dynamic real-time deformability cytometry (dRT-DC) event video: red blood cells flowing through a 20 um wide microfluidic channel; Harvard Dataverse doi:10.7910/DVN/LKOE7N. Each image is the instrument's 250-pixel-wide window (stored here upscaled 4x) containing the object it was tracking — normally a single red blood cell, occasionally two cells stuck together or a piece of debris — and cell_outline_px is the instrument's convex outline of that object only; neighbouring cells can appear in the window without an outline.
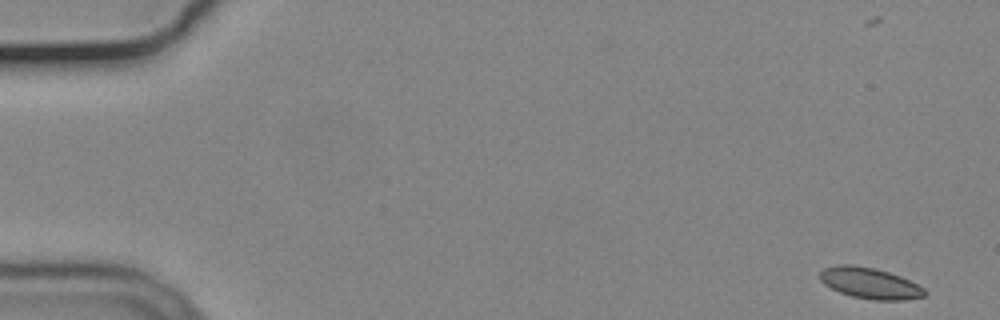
{"species": "common noctule bat (a hibernating species)", "species_latin": "Nyctalus noctula", "temperature_condition": "cold", "stored_images_in_passage": 56, "segment_of_instrument_passage": [1, 2], "camera_frame_rate_fps": 3000, "um_per_image_px": 0.085, "animal": {"sex": "male", "body_mass_g": 19.2, "forearm_length_mm": 51.8}, "frame": {"image": 1, "passage_image": 1, "time_ms": 0.0, "image_size_px": [1000, 320], "cell_outline_px": [[928, 292], [924, 296], [904, 300], [872, 300], [852, 296], [840, 292], [824, 284], [820, 280], [820, 272], [824, 268], [840, 264], [852, 264], [876, 268], [900, 276], [924, 288]], "centroid_in_image_um": [73.94, 24.06], "position_along_channel_um": 11.1, "area_um2": 18.9}}
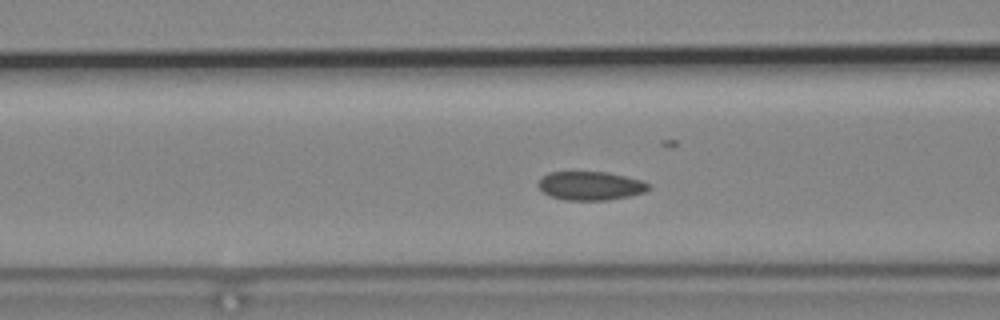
{"frame": {"image": 2, "passage_image": 21, "time_ms": 6.667, "image_size_px": [1000, 320], "cell_outline_px": [[652, 188], [644, 192], [632, 196], [608, 200], [564, 200], [548, 196], [536, 184], [548, 172], [608, 172], [644, 180], [652, 184]], "centroid_in_image_um": [50.25, 15.8], "position_along_channel_um": 116.3, "area_um2": 18.79}}
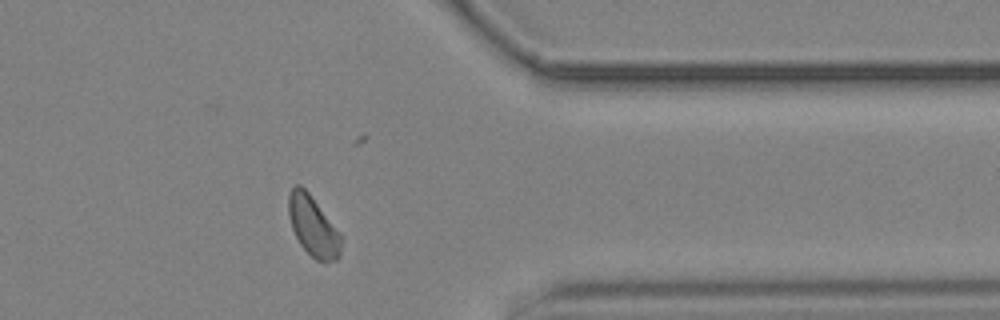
{"frame": {"image": 3, "passage_image": 44, "time_ms": 14.333, "image_size_px": [1000, 320], "cell_outline_px": [[344, 236], [340, 256], [336, 260], [324, 264], [316, 260], [300, 244], [292, 228], [288, 212], [288, 196], [292, 188], [296, 184], [300, 184], [308, 192]], "centroid_in_image_um": [26.66, 19.27], "position_along_channel_um": 384.7, "area_um2": 18.79}}